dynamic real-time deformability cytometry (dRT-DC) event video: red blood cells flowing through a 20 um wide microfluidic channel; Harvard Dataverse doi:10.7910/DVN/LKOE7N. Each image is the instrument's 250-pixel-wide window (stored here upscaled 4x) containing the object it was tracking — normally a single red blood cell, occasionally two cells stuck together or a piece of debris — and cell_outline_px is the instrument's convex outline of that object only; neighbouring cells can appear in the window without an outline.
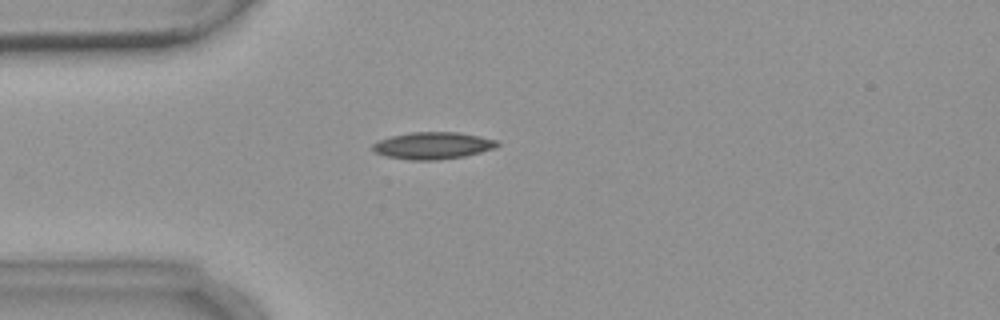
{"species": "common noctule bat (a hibernating species)", "species_latin": "Nyctalus noctula", "temperature_condition": "warm", "stored_images_in_passage": 5, "camera_frame_rate_fps": 3000, "um_per_image_px": 0.085, "animal": {"sex": "female", "body_mass_g": 18.4}, "frame": {"image": 1, "passage_image": 4, "time_ms": 4.667, "image_size_px": [1000, 320], "cell_outline_px": [[500, 144], [496, 148], [464, 156], [436, 160], [412, 160], [388, 156], [376, 152], [372, 148], [372, 144], [380, 140], [392, 136], [412, 132], [456, 132], [480, 136], [496, 140]], "centroid_in_image_um": [36.82, 12.37], "position_along_channel_um": 48.2, "area_um2": 19.36}}